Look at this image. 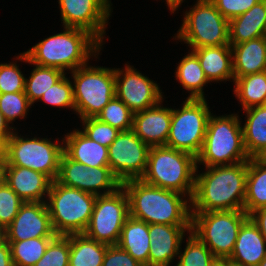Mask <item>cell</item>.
<instances>
[{
    "label": "cell",
    "mask_w": 266,
    "mask_h": 266,
    "mask_svg": "<svg viewBox=\"0 0 266 266\" xmlns=\"http://www.w3.org/2000/svg\"><path fill=\"white\" fill-rule=\"evenodd\" d=\"M191 199V212L243 210L246 196L247 161L205 167L198 173Z\"/></svg>",
    "instance_id": "obj_1"
},
{
    "label": "cell",
    "mask_w": 266,
    "mask_h": 266,
    "mask_svg": "<svg viewBox=\"0 0 266 266\" xmlns=\"http://www.w3.org/2000/svg\"><path fill=\"white\" fill-rule=\"evenodd\" d=\"M129 200V216L149 224L191 225V199L141 179L121 183Z\"/></svg>",
    "instance_id": "obj_2"
},
{
    "label": "cell",
    "mask_w": 266,
    "mask_h": 266,
    "mask_svg": "<svg viewBox=\"0 0 266 266\" xmlns=\"http://www.w3.org/2000/svg\"><path fill=\"white\" fill-rule=\"evenodd\" d=\"M63 31L50 35L24 53L31 64L52 67L66 74L89 64L90 58L100 55L102 43L89 31L63 27Z\"/></svg>",
    "instance_id": "obj_3"
},
{
    "label": "cell",
    "mask_w": 266,
    "mask_h": 266,
    "mask_svg": "<svg viewBox=\"0 0 266 266\" xmlns=\"http://www.w3.org/2000/svg\"><path fill=\"white\" fill-rule=\"evenodd\" d=\"M238 113L221 116L210 115L205 140L196 165L204 167L224 166L248 161L243 129Z\"/></svg>",
    "instance_id": "obj_4"
},
{
    "label": "cell",
    "mask_w": 266,
    "mask_h": 266,
    "mask_svg": "<svg viewBox=\"0 0 266 266\" xmlns=\"http://www.w3.org/2000/svg\"><path fill=\"white\" fill-rule=\"evenodd\" d=\"M196 157L166 145L150 147L144 183L175 191L192 199L195 188Z\"/></svg>",
    "instance_id": "obj_5"
},
{
    "label": "cell",
    "mask_w": 266,
    "mask_h": 266,
    "mask_svg": "<svg viewBox=\"0 0 266 266\" xmlns=\"http://www.w3.org/2000/svg\"><path fill=\"white\" fill-rule=\"evenodd\" d=\"M97 196L52 181L46 205L56 235L84 233Z\"/></svg>",
    "instance_id": "obj_6"
},
{
    "label": "cell",
    "mask_w": 266,
    "mask_h": 266,
    "mask_svg": "<svg viewBox=\"0 0 266 266\" xmlns=\"http://www.w3.org/2000/svg\"><path fill=\"white\" fill-rule=\"evenodd\" d=\"M175 40L186 43L191 50L229 44V21L210 0H196L186 10Z\"/></svg>",
    "instance_id": "obj_7"
},
{
    "label": "cell",
    "mask_w": 266,
    "mask_h": 266,
    "mask_svg": "<svg viewBox=\"0 0 266 266\" xmlns=\"http://www.w3.org/2000/svg\"><path fill=\"white\" fill-rule=\"evenodd\" d=\"M78 118L96 117L115 95V68L84 65L69 72Z\"/></svg>",
    "instance_id": "obj_8"
},
{
    "label": "cell",
    "mask_w": 266,
    "mask_h": 266,
    "mask_svg": "<svg viewBox=\"0 0 266 266\" xmlns=\"http://www.w3.org/2000/svg\"><path fill=\"white\" fill-rule=\"evenodd\" d=\"M191 233L215 258H230L242 224L249 218L244 210L191 212Z\"/></svg>",
    "instance_id": "obj_9"
},
{
    "label": "cell",
    "mask_w": 266,
    "mask_h": 266,
    "mask_svg": "<svg viewBox=\"0 0 266 266\" xmlns=\"http://www.w3.org/2000/svg\"><path fill=\"white\" fill-rule=\"evenodd\" d=\"M16 131V132H15ZM7 140L5 165L30 168L56 180L60 160L64 153V143L51 138L28 137L19 135L15 129Z\"/></svg>",
    "instance_id": "obj_10"
},
{
    "label": "cell",
    "mask_w": 266,
    "mask_h": 266,
    "mask_svg": "<svg viewBox=\"0 0 266 266\" xmlns=\"http://www.w3.org/2000/svg\"><path fill=\"white\" fill-rule=\"evenodd\" d=\"M207 99H186L180 108H172L166 146L197 157L201 151L211 113Z\"/></svg>",
    "instance_id": "obj_11"
},
{
    "label": "cell",
    "mask_w": 266,
    "mask_h": 266,
    "mask_svg": "<svg viewBox=\"0 0 266 266\" xmlns=\"http://www.w3.org/2000/svg\"><path fill=\"white\" fill-rule=\"evenodd\" d=\"M129 217V200L121 186L114 193L97 196L90 222L84 234L95 241L117 245Z\"/></svg>",
    "instance_id": "obj_12"
},
{
    "label": "cell",
    "mask_w": 266,
    "mask_h": 266,
    "mask_svg": "<svg viewBox=\"0 0 266 266\" xmlns=\"http://www.w3.org/2000/svg\"><path fill=\"white\" fill-rule=\"evenodd\" d=\"M150 147L133 130L120 131L108 147L111 172L121 182L140 179L147 168Z\"/></svg>",
    "instance_id": "obj_13"
},
{
    "label": "cell",
    "mask_w": 266,
    "mask_h": 266,
    "mask_svg": "<svg viewBox=\"0 0 266 266\" xmlns=\"http://www.w3.org/2000/svg\"><path fill=\"white\" fill-rule=\"evenodd\" d=\"M56 181L64 186L77 188L96 196L114 193L121 182L109 166L86 167L63 153Z\"/></svg>",
    "instance_id": "obj_14"
},
{
    "label": "cell",
    "mask_w": 266,
    "mask_h": 266,
    "mask_svg": "<svg viewBox=\"0 0 266 266\" xmlns=\"http://www.w3.org/2000/svg\"><path fill=\"white\" fill-rule=\"evenodd\" d=\"M115 68V95L133 112L157 105L163 98L159 84L139 72L129 63Z\"/></svg>",
    "instance_id": "obj_15"
},
{
    "label": "cell",
    "mask_w": 266,
    "mask_h": 266,
    "mask_svg": "<svg viewBox=\"0 0 266 266\" xmlns=\"http://www.w3.org/2000/svg\"><path fill=\"white\" fill-rule=\"evenodd\" d=\"M62 27H75L89 31L103 45L111 0H58Z\"/></svg>",
    "instance_id": "obj_16"
},
{
    "label": "cell",
    "mask_w": 266,
    "mask_h": 266,
    "mask_svg": "<svg viewBox=\"0 0 266 266\" xmlns=\"http://www.w3.org/2000/svg\"><path fill=\"white\" fill-rule=\"evenodd\" d=\"M55 236L46 202H25L12 223L3 231L6 241Z\"/></svg>",
    "instance_id": "obj_17"
},
{
    "label": "cell",
    "mask_w": 266,
    "mask_h": 266,
    "mask_svg": "<svg viewBox=\"0 0 266 266\" xmlns=\"http://www.w3.org/2000/svg\"><path fill=\"white\" fill-rule=\"evenodd\" d=\"M148 232L150 236L148 266H170L178 257L180 247L186 240V233L191 232V225L149 224Z\"/></svg>",
    "instance_id": "obj_18"
},
{
    "label": "cell",
    "mask_w": 266,
    "mask_h": 266,
    "mask_svg": "<svg viewBox=\"0 0 266 266\" xmlns=\"http://www.w3.org/2000/svg\"><path fill=\"white\" fill-rule=\"evenodd\" d=\"M163 101L133 114L132 130L149 147L166 145L169 136L172 108L164 107Z\"/></svg>",
    "instance_id": "obj_19"
},
{
    "label": "cell",
    "mask_w": 266,
    "mask_h": 266,
    "mask_svg": "<svg viewBox=\"0 0 266 266\" xmlns=\"http://www.w3.org/2000/svg\"><path fill=\"white\" fill-rule=\"evenodd\" d=\"M6 183L25 202H46L52 180L30 168L5 165Z\"/></svg>",
    "instance_id": "obj_20"
},
{
    "label": "cell",
    "mask_w": 266,
    "mask_h": 266,
    "mask_svg": "<svg viewBox=\"0 0 266 266\" xmlns=\"http://www.w3.org/2000/svg\"><path fill=\"white\" fill-rule=\"evenodd\" d=\"M265 257L266 241L260 229L248 218L239 229L229 260L242 266H258Z\"/></svg>",
    "instance_id": "obj_21"
},
{
    "label": "cell",
    "mask_w": 266,
    "mask_h": 266,
    "mask_svg": "<svg viewBox=\"0 0 266 266\" xmlns=\"http://www.w3.org/2000/svg\"><path fill=\"white\" fill-rule=\"evenodd\" d=\"M64 153L86 167L109 166L108 147L102 146L86 136L81 129L64 134Z\"/></svg>",
    "instance_id": "obj_22"
},
{
    "label": "cell",
    "mask_w": 266,
    "mask_h": 266,
    "mask_svg": "<svg viewBox=\"0 0 266 266\" xmlns=\"http://www.w3.org/2000/svg\"><path fill=\"white\" fill-rule=\"evenodd\" d=\"M234 81L266 70L265 36L231 46Z\"/></svg>",
    "instance_id": "obj_23"
},
{
    "label": "cell",
    "mask_w": 266,
    "mask_h": 266,
    "mask_svg": "<svg viewBox=\"0 0 266 266\" xmlns=\"http://www.w3.org/2000/svg\"><path fill=\"white\" fill-rule=\"evenodd\" d=\"M191 51L197 56L209 82L234 83L231 45L201 47Z\"/></svg>",
    "instance_id": "obj_24"
},
{
    "label": "cell",
    "mask_w": 266,
    "mask_h": 266,
    "mask_svg": "<svg viewBox=\"0 0 266 266\" xmlns=\"http://www.w3.org/2000/svg\"><path fill=\"white\" fill-rule=\"evenodd\" d=\"M266 35V0L229 21V44H241Z\"/></svg>",
    "instance_id": "obj_25"
},
{
    "label": "cell",
    "mask_w": 266,
    "mask_h": 266,
    "mask_svg": "<svg viewBox=\"0 0 266 266\" xmlns=\"http://www.w3.org/2000/svg\"><path fill=\"white\" fill-rule=\"evenodd\" d=\"M143 266H148L150 236L148 224L129 216L121 230L117 243Z\"/></svg>",
    "instance_id": "obj_26"
},
{
    "label": "cell",
    "mask_w": 266,
    "mask_h": 266,
    "mask_svg": "<svg viewBox=\"0 0 266 266\" xmlns=\"http://www.w3.org/2000/svg\"><path fill=\"white\" fill-rule=\"evenodd\" d=\"M242 125L244 146L250 158H257L266 149V104L244 109Z\"/></svg>",
    "instance_id": "obj_27"
},
{
    "label": "cell",
    "mask_w": 266,
    "mask_h": 266,
    "mask_svg": "<svg viewBox=\"0 0 266 266\" xmlns=\"http://www.w3.org/2000/svg\"><path fill=\"white\" fill-rule=\"evenodd\" d=\"M176 69V80L189 93L186 99H206L203 88L210 82L206 78L197 56L192 51H188Z\"/></svg>",
    "instance_id": "obj_28"
},
{
    "label": "cell",
    "mask_w": 266,
    "mask_h": 266,
    "mask_svg": "<svg viewBox=\"0 0 266 266\" xmlns=\"http://www.w3.org/2000/svg\"><path fill=\"white\" fill-rule=\"evenodd\" d=\"M266 207V164L258 158L247 161L246 196L243 210L252 212Z\"/></svg>",
    "instance_id": "obj_29"
},
{
    "label": "cell",
    "mask_w": 266,
    "mask_h": 266,
    "mask_svg": "<svg viewBox=\"0 0 266 266\" xmlns=\"http://www.w3.org/2000/svg\"><path fill=\"white\" fill-rule=\"evenodd\" d=\"M19 60L29 65H33L30 76L25 78V94L33 105L39 101L43 93L47 92L56 82H58L66 73L56 68L31 64L24 52L15 56Z\"/></svg>",
    "instance_id": "obj_30"
},
{
    "label": "cell",
    "mask_w": 266,
    "mask_h": 266,
    "mask_svg": "<svg viewBox=\"0 0 266 266\" xmlns=\"http://www.w3.org/2000/svg\"><path fill=\"white\" fill-rule=\"evenodd\" d=\"M107 247L84 233L70 234L69 266H102Z\"/></svg>",
    "instance_id": "obj_31"
},
{
    "label": "cell",
    "mask_w": 266,
    "mask_h": 266,
    "mask_svg": "<svg viewBox=\"0 0 266 266\" xmlns=\"http://www.w3.org/2000/svg\"><path fill=\"white\" fill-rule=\"evenodd\" d=\"M236 99L242 109L266 104V70L239 77L234 81Z\"/></svg>",
    "instance_id": "obj_32"
},
{
    "label": "cell",
    "mask_w": 266,
    "mask_h": 266,
    "mask_svg": "<svg viewBox=\"0 0 266 266\" xmlns=\"http://www.w3.org/2000/svg\"><path fill=\"white\" fill-rule=\"evenodd\" d=\"M54 237L7 241L10 244L13 266H34L44 255Z\"/></svg>",
    "instance_id": "obj_33"
},
{
    "label": "cell",
    "mask_w": 266,
    "mask_h": 266,
    "mask_svg": "<svg viewBox=\"0 0 266 266\" xmlns=\"http://www.w3.org/2000/svg\"><path fill=\"white\" fill-rule=\"evenodd\" d=\"M186 239L184 250L180 247L175 266H209L215 258L209 248L191 232Z\"/></svg>",
    "instance_id": "obj_34"
},
{
    "label": "cell",
    "mask_w": 266,
    "mask_h": 266,
    "mask_svg": "<svg viewBox=\"0 0 266 266\" xmlns=\"http://www.w3.org/2000/svg\"><path fill=\"white\" fill-rule=\"evenodd\" d=\"M133 114L126 104L115 96L96 118L119 131H129L133 128Z\"/></svg>",
    "instance_id": "obj_35"
},
{
    "label": "cell",
    "mask_w": 266,
    "mask_h": 266,
    "mask_svg": "<svg viewBox=\"0 0 266 266\" xmlns=\"http://www.w3.org/2000/svg\"><path fill=\"white\" fill-rule=\"evenodd\" d=\"M32 104L25 92L0 94V111L9 124H14L18 118L25 119Z\"/></svg>",
    "instance_id": "obj_36"
},
{
    "label": "cell",
    "mask_w": 266,
    "mask_h": 266,
    "mask_svg": "<svg viewBox=\"0 0 266 266\" xmlns=\"http://www.w3.org/2000/svg\"><path fill=\"white\" fill-rule=\"evenodd\" d=\"M40 101L57 108H69L75 112L73 84L70 77L65 74L47 92L43 93L38 102Z\"/></svg>",
    "instance_id": "obj_37"
},
{
    "label": "cell",
    "mask_w": 266,
    "mask_h": 266,
    "mask_svg": "<svg viewBox=\"0 0 266 266\" xmlns=\"http://www.w3.org/2000/svg\"><path fill=\"white\" fill-rule=\"evenodd\" d=\"M70 235H56L34 266H69Z\"/></svg>",
    "instance_id": "obj_38"
},
{
    "label": "cell",
    "mask_w": 266,
    "mask_h": 266,
    "mask_svg": "<svg viewBox=\"0 0 266 266\" xmlns=\"http://www.w3.org/2000/svg\"><path fill=\"white\" fill-rule=\"evenodd\" d=\"M80 121L82 123L81 131L91 140H94L105 147H109L120 133L117 128L101 122L96 117L80 119Z\"/></svg>",
    "instance_id": "obj_39"
},
{
    "label": "cell",
    "mask_w": 266,
    "mask_h": 266,
    "mask_svg": "<svg viewBox=\"0 0 266 266\" xmlns=\"http://www.w3.org/2000/svg\"><path fill=\"white\" fill-rule=\"evenodd\" d=\"M25 203L7 183L0 187V229L4 231Z\"/></svg>",
    "instance_id": "obj_40"
},
{
    "label": "cell",
    "mask_w": 266,
    "mask_h": 266,
    "mask_svg": "<svg viewBox=\"0 0 266 266\" xmlns=\"http://www.w3.org/2000/svg\"><path fill=\"white\" fill-rule=\"evenodd\" d=\"M16 63H0V94L24 92L26 77Z\"/></svg>",
    "instance_id": "obj_41"
},
{
    "label": "cell",
    "mask_w": 266,
    "mask_h": 266,
    "mask_svg": "<svg viewBox=\"0 0 266 266\" xmlns=\"http://www.w3.org/2000/svg\"><path fill=\"white\" fill-rule=\"evenodd\" d=\"M228 20L242 15L261 0H210Z\"/></svg>",
    "instance_id": "obj_42"
},
{
    "label": "cell",
    "mask_w": 266,
    "mask_h": 266,
    "mask_svg": "<svg viewBox=\"0 0 266 266\" xmlns=\"http://www.w3.org/2000/svg\"><path fill=\"white\" fill-rule=\"evenodd\" d=\"M102 266H143L118 245H108Z\"/></svg>",
    "instance_id": "obj_43"
},
{
    "label": "cell",
    "mask_w": 266,
    "mask_h": 266,
    "mask_svg": "<svg viewBox=\"0 0 266 266\" xmlns=\"http://www.w3.org/2000/svg\"><path fill=\"white\" fill-rule=\"evenodd\" d=\"M249 218L260 229L266 241V207L260 208L249 215Z\"/></svg>",
    "instance_id": "obj_44"
},
{
    "label": "cell",
    "mask_w": 266,
    "mask_h": 266,
    "mask_svg": "<svg viewBox=\"0 0 266 266\" xmlns=\"http://www.w3.org/2000/svg\"><path fill=\"white\" fill-rule=\"evenodd\" d=\"M0 266H13L10 244L4 238L0 240Z\"/></svg>",
    "instance_id": "obj_45"
},
{
    "label": "cell",
    "mask_w": 266,
    "mask_h": 266,
    "mask_svg": "<svg viewBox=\"0 0 266 266\" xmlns=\"http://www.w3.org/2000/svg\"><path fill=\"white\" fill-rule=\"evenodd\" d=\"M12 126L6 121L3 113L0 111V137L7 141L16 129Z\"/></svg>",
    "instance_id": "obj_46"
},
{
    "label": "cell",
    "mask_w": 266,
    "mask_h": 266,
    "mask_svg": "<svg viewBox=\"0 0 266 266\" xmlns=\"http://www.w3.org/2000/svg\"><path fill=\"white\" fill-rule=\"evenodd\" d=\"M7 141L0 137V164L6 163Z\"/></svg>",
    "instance_id": "obj_47"
},
{
    "label": "cell",
    "mask_w": 266,
    "mask_h": 266,
    "mask_svg": "<svg viewBox=\"0 0 266 266\" xmlns=\"http://www.w3.org/2000/svg\"><path fill=\"white\" fill-rule=\"evenodd\" d=\"M185 0H165L168 9L170 10L171 13H175L176 10H178L181 6V4L184 2Z\"/></svg>",
    "instance_id": "obj_48"
},
{
    "label": "cell",
    "mask_w": 266,
    "mask_h": 266,
    "mask_svg": "<svg viewBox=\"0 0 266 266\" xmlns=\"http://www.w3.org/2000/svg\"><path fill=\"white\" fill-rule=\"evenodd\" d=\"M230 264L229 258H214L209 266H230Z\"/></svg>",
    "instance_id": "obj_49"
},
{
    "label": "cell",
    "mask_w": 266,
    "mask_h": 266,
    "mask_svg": "<svg viewBox=\"0 0 266 266\" xmlns=\"http://www.w3.org/2000/svg\"><path fill=\"white\" fill-rule=\"evenodd\" d=\"M6 183L5 164H0V187Z\"/></svg>",
    "instance_id": "obj_50"
},
{
    "label": "cell",
    "mask_w": 266,
    "mask_h": 266,
    "mask_svg": "<svg viewBox=\"0 0 266 266\" xmlns=\"http://www.w3.org/2000/svg\"><path fill=\"white\" fill-rule=\"evenodd\" d=\"M257 158L266 164V149Z\"/></svg>",
    "instance_id": "obj_51"
},
{
    "label": "cell",
    "mask_w": 266,
    "mask_h": 266,
    "mask_svg": "<svg viewBox=\"0 0 266 266\" xmlns=\"http://www.w3.org/2000/svg\"><path fill=\"white\" fill-rule=\"evenodd\" d=\"M258 266H266V257L259 263Z\"/></svg>",
    "instance_id": "obj_52"
},
{
    "label": "cell",
    "mask_w": 266,
    "mask_h": 266,
    "mask_svg": "<svg viewBox=\"0 0 266 266\" xmlns=\"http://www.w3.org/2000/svg\"><path fill=\"white\" fill-rule=\"evenodd\" d=\"M3 239V231L0 229V240Z\"/></svg>",
    "instance_id": "obj_53"
},
{
    "label": "cell",
    "mask_w": 266,
    "mask_h": 266,
    "mask_svg": "<svg viewBox=\"0 0 266 266\" xmlns=\"http://www.w3.org/2000/svg\"><path fill=\"white\" fill-rule=\"evenodd\" d=\"M230 266H242V265H238V264H235V263H231Z\"/></svg>",
    "instance_id": "obj_54"
}]
</instances>
